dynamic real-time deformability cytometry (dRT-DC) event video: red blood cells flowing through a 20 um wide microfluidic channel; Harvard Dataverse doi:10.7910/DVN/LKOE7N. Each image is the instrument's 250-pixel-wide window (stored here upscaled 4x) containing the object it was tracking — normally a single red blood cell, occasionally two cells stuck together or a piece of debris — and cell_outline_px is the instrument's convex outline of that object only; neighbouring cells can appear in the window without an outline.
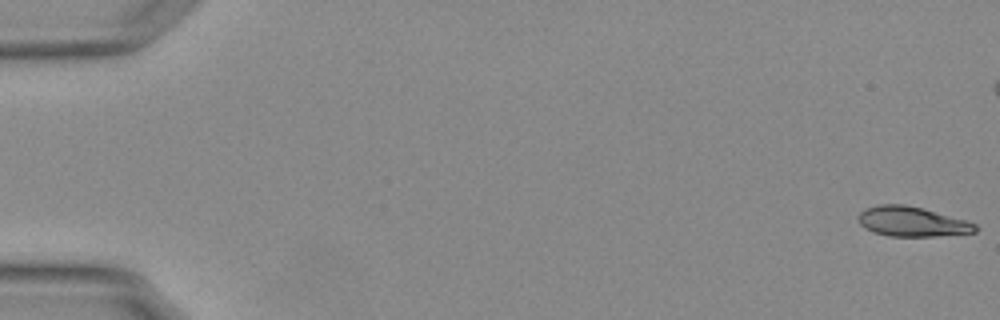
{"species": "Egyptian fruit bat (a non-hibernating species)", "species_latin": "Rousettus aegyptiacus", "temperature_condition": "warm", "stored_images_in_passage": 11, "camera_frame_rate_fps": 3000, "um_per_image_px": 0.085, "animal": {"sex": "female"}, "frame": {"image": 1, "passage_image": 1, "time_ms": 0.0, "image_size_px": [1000, 320], "cell_outline_px": [[980, 228], [976, 232], [936, 236], [888, 236], [872, 232], [864, 228], [860, 224], [856, 216], [860, 212], [868, 208], [880, 204], [904, 204], [920, 208], [964, 220], [976, 224]], "centroid_in_image_um": [77.48, 18.85], "position_along_channel_um": 7.5, "area_um2": 20.17}}